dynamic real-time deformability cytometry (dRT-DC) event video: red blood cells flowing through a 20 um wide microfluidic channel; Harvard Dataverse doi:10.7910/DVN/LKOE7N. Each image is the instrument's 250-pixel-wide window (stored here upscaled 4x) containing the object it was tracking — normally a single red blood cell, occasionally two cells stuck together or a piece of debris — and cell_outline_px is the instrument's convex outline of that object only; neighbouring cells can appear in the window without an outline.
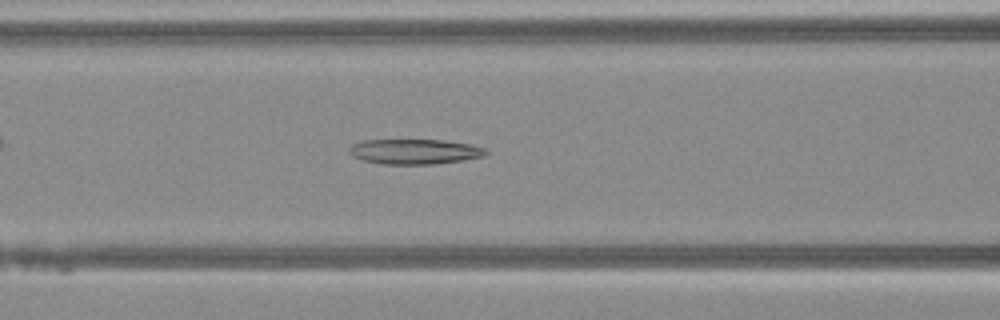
{"species": "Egyptian fruit bat (a non-hibernating species)", "species_latin": "Rousettus aegyptiacus", "temperature_condition": "warm", "stored_images_in_passage": 45, "camera_frame_rate_fps": 3000, "um_per_image_px": 0.085, "animal": {"sex": "female"}, "frame": {"image": 1, "passage_image": 17, "time_ms": 5.333, "image_size_px": [1000, 320], "cell_outline_px": [[488, 152], [484, 156], [436, 164], [384, 164], [364, 160], [352, 156], [348, 152], [348, 148], [352, 144], [364, 140], [444, 140], [468, 144], [484, 148]], "centroid_in_image_um": [35.2, 12.88], "position_along_channel_um": 131.4, "area_um2": 19.83}}
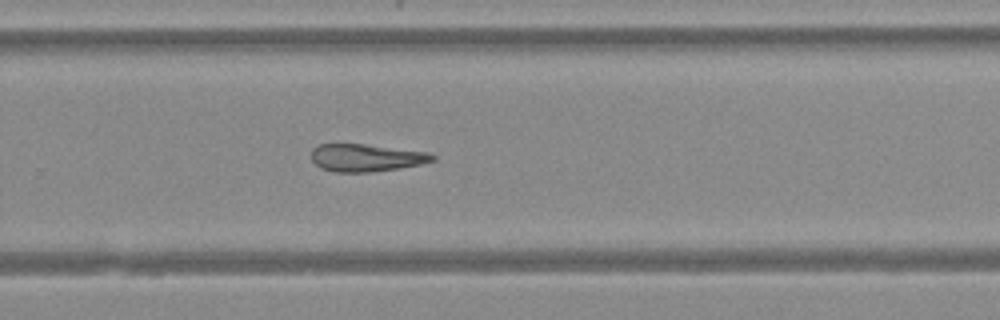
{"frame": {"image": 2, "passage_image": 29, "time_ms": 9.333, "image_size_px": [1000, 320], "cell_outline_px": [[436, 160], [420, 164], [400, 168], [368, 172], [336, 172], [320, 168], [312, 160], [312, 148], [320, 144], [364, 144], [428, 152], [436, 156]], "centroid_in_image_um": [31.13, 13.41], "position_along_channel_um": 298.7, "area_um2": 19.36}}
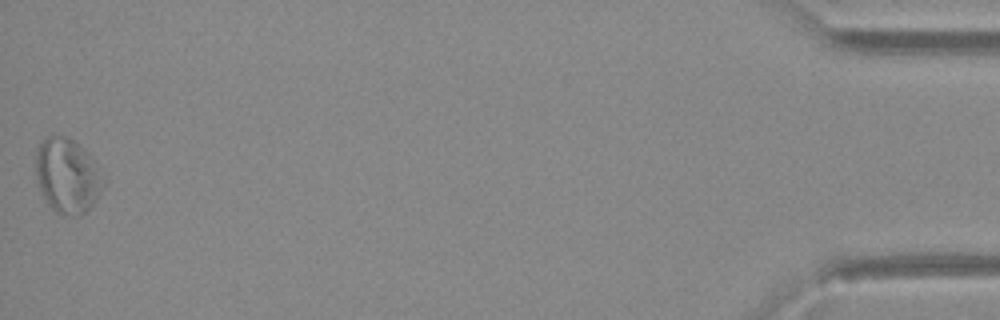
{"frame": {"image": 3, "passage_image": 45, "time_ms": 14.667, "image_size_px": [1000, 320], "cell_outline_px": [[108, 180], [104, 188], [96, 200], [80, 216], [72, 216], [56, 212], [48, 204], [36, 180], [36, 148], [48, 136], [64, 136], [72, 140], [84, 148], [88, 152], [108, 176]], "centroid_in_image_um": [5.8, 14.93], "position_along_channel_um": 429.4, "area_um2": 29.94}}